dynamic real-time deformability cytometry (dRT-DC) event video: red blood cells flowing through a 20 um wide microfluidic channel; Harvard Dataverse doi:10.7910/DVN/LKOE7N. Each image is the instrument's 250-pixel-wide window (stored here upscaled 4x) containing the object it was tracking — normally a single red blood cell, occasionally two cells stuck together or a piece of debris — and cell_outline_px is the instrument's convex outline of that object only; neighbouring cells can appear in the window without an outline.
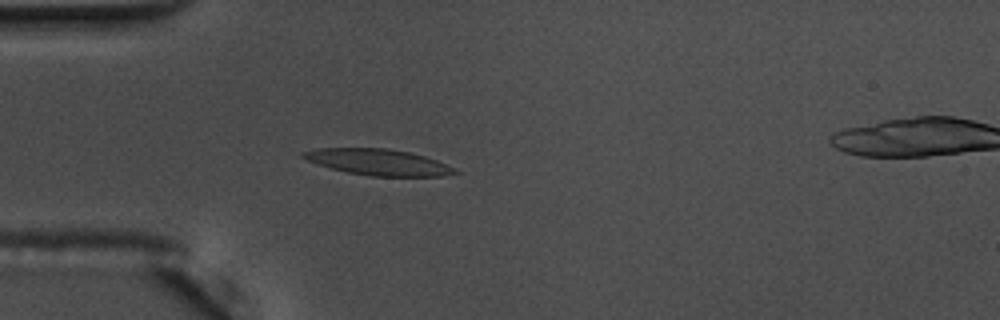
{"species": "common noctule bat (a hibernating species)", "species_latin": "Nyctalus noctula", "temperature_condition": "warm", "stored_images_in_passage": 42, "segment_of_instrument_passage": [1, 2], "camera_frame_rate_fps": 3000, "um_per_image_px": 0.085, "animal": {"sex": "male", "body_mass_g": 17.5, "forearm_length_mm": 52.3}, "frame": {"image": 1, "passage_image": 1, "time_ms": 0.0, "image_size_px": [1000, 320], "cell_outline_px": [[460, 172], [440, 176], [368, 176], [348, 172], [332, 168], [308, 160], [300, 156], [300, 152], [316, 148], [388, 148], [408, 152], [424, 156], [436, 160], [456, 168]], "centroid_in_image_um": [32.15, 13.77], "position_along_channel_um": 52.9, "area_um2": 22.95}}
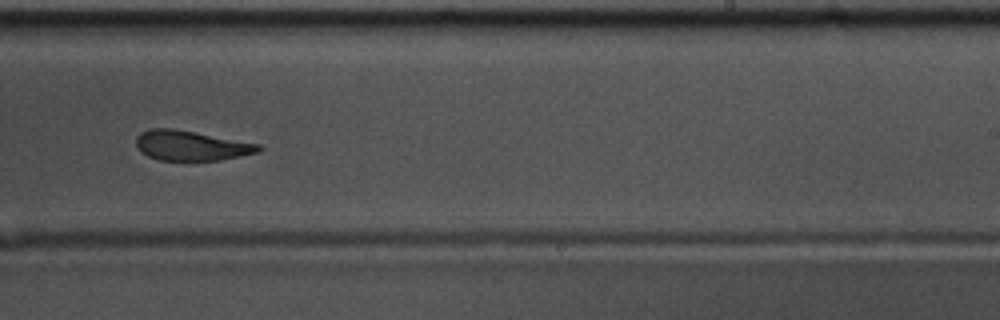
{"frame": {"image": 2, "passage_image": 20, "time_ms": 6.333, "image_size_px": [1000, 320], "cell_outline_px": [[264, 148], [260, 152], [220, 160], [160, 160], [148, 156], [136, 148], [136, 136], [140, 132], [148, 128], [172, 128], [260, 144]], "centroid_in_image_um": [16.23, 12.37], "position_along_channel_um": 272.8, "area_um2": 21.39}}
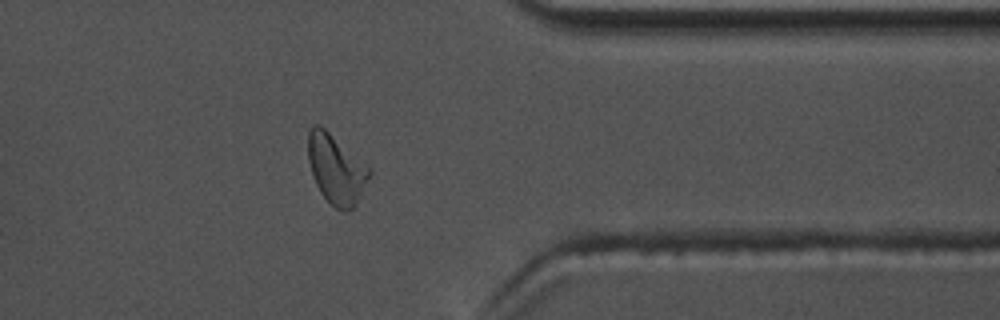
{"frame": {"image": 3, "passage_image": 30, "time_ms": 9.667, "image_size_px": [1000, 320], "cell_outline_px": [[372, 172], [356, 204], [352, 208], [344, 212], [336, 208], [320, 192], [312, 176], [308, 160], [308, 132], [312, 124], [320, 124], [368, 168]], "centroid_in_image_um": [28.53, 14.38], "position_along_channel_um": 382.9, "area_um2": 24.16}}